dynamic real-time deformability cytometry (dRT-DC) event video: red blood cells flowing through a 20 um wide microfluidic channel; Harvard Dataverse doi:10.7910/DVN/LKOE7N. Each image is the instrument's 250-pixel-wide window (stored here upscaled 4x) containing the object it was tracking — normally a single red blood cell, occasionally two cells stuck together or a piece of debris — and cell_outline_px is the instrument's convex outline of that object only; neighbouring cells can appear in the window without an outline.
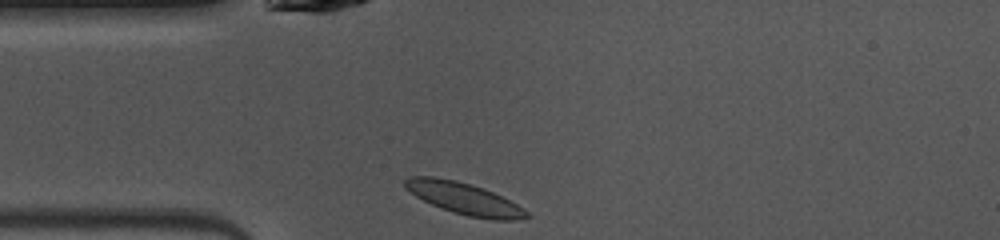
{"species": "common noctule bat (a hibernating species)", "species_latin": "Nyctalus noctula", "temperature_condition": "warm", "stored_images_in_passage": 38, "camera_frame_rate_fps": 3000, "um_per_image_px": 0.085, "animal": {"sex": "female", "body_mass_g": 10.0, "forearm_length_mm": 53.1}, "frame": {"image": 1, "passage_image": 1, "time_ms": 0.0, "image_size_px": [1000, 240], "cell_outline_px": [[532, 216], [516, 220], [492, 220], [468, 216], [440, 208], [416, 196], [404, 188], [404, 180], [408, 176], [432, 176], [456, 180], [484, 188], [524, 208]], "centroid_in_image_um": [39.44, 16.87], "position_along_channel_um": 45.6, "area_um2": 22.48}}
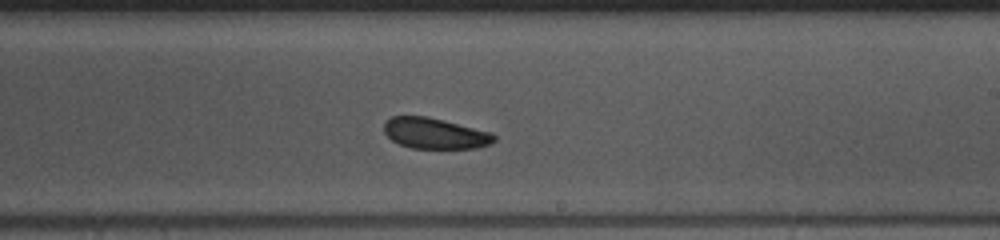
{"frame": {"image": 2, "passage_image": 17, "time_ms": 5.333, "image_size_px": [1000, 240], "cell_outline_px": [[496, 140], [492, 144], [480, 148], [412, 148], [400, 144], [392, 140], [384, 132], [384, 124], [392, 116], [428, 116], [492, 132], [496, 136]], "centroid_in_image_um": [37.02, 11.34], "position_along_channel_um": 252.0, "area_um2": 19.88}}
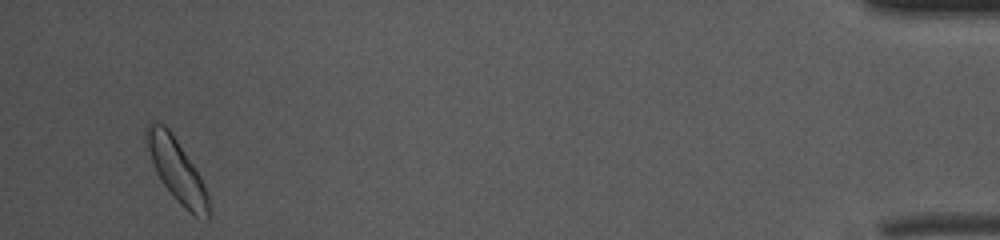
{"frame": {"image": 3, "passage_image": 36, "time_ms": 11.667, "image_size_px": [1000, 240], "cell_outline_px": [[212, 216], [208, 220], [204, 220], [196, 216], [184, 208], [176, 200], [164, 184], [156, 172], [152, 164], [144, 140], [144, 132], [148, 120], [152, 120], [164, 124], [168, 128], [200, 176], [204, 184], [212, 208]], "centroid_in_image_um": [15.02, 14.48], "position_along_channel_um": 420.2, "area_um2": 23.0}, "authors_computed_cell_mechanics": {"area_um2": 20.9236, "velocity_mm_per_s": 4.0104, "shape_relaxation_time_tau1_ms": 1.2466, "shape_relaxation_time_tau2_ms": null, "deformation_change_tau1": 0.0618, "deformation_change_tau2": null}}